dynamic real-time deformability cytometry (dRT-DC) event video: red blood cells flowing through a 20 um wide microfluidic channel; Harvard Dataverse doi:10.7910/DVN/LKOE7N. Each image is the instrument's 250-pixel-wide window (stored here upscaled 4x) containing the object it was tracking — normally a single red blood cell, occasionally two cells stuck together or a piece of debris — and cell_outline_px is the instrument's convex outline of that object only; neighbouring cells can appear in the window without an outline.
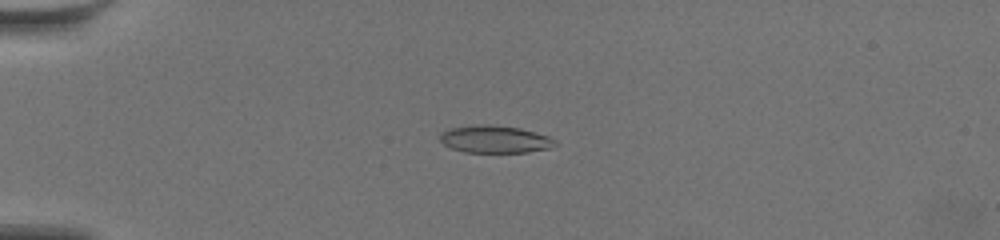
{"species": "common noctule bat (a hibernating species)", "species_latin": "Nyctalus noctula", "temperature_condition": "warm", "stored_images_in_passage": 59, "camera_frame_rate_fps": 3000, "um_per_image_px": 0.085, "animal": {"sex": "female", "body_mass_g": 19.5, "forearm_length_mm": 54.1}, "frame": {"image": 1, "passage_image": 16, "time_ms": 5.0, "image_size_px": [1000, 240], "cell_outline_px": [[560, 144], [548, 148], [528, 152], [464, 152], [452, 148], [444, 144], [440, 140], [440, 132], [452, 128], [480, 124], [488, 124], [520, 128], [548, 136], [556, 140]], "centroid_in_image_um": [42.09, 11.83], "position_along_channel_um": 42.9, "area_um2": 18.32}}
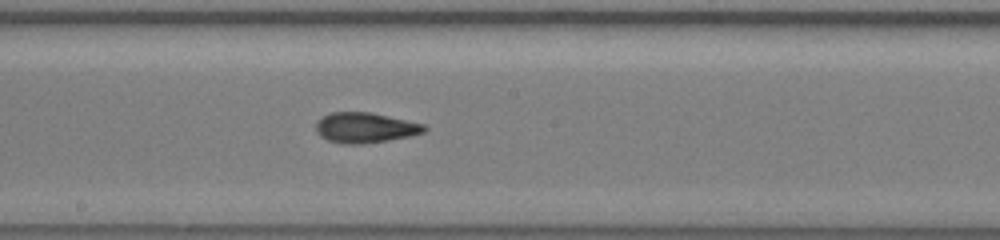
{"frame": {"image": 2, "passage_image": 34, "time_ms": 11.0, "image_size_px": [1000, 240], "cell_outline_px": [[428, 128], [424, 132], [408, 136], [388, 140], [360, 144], [344, 144], [328, 140], [320, 136], [316, 132], [316, 124], [324, 116], [332, 112], [372, 112], [424, 124]], "centroid_in_image_um": [31.04, 10.85], "position_along_channel_um": 217.2, "area_um2": 18.96}}
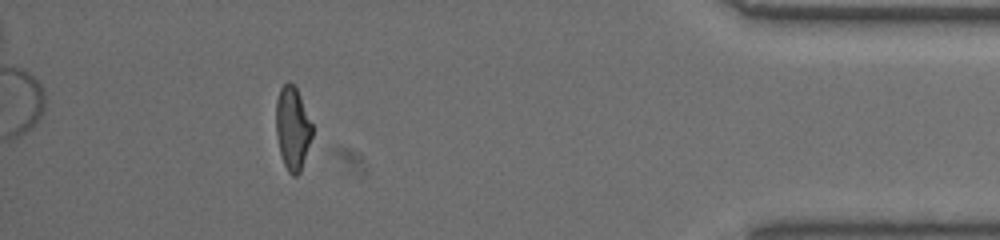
{"frame": {"image": 3, "passage_image": 54, "time_ms": 17.667, "image_size_px": [1000, 240], "cell_outline_px": [[312, 136], [300, 172], [296, 176], [292, 176], [288, 172], [284, 164], [280, 152], [276, 136], [276, 100], [280, 88], [288, 80], [296, 88], [300, 96], [312, 124]], "centroid_in_image_um": [24.85, 10.9], "position_along_channel_um": 410.3, "area_um2": 17.46}, "authors_computed_cell_mechanics": {"area_um2": 18.7272, "velocity_mm_per_s": 3.5662, "shape_relaxation_time_tau1_ms": 8.0337, "shape_relaxation_time_tau2_ms": 3.1471, "deformation_change_tau1": 0.2163, "deformation_change_tau2": 0.1057}}